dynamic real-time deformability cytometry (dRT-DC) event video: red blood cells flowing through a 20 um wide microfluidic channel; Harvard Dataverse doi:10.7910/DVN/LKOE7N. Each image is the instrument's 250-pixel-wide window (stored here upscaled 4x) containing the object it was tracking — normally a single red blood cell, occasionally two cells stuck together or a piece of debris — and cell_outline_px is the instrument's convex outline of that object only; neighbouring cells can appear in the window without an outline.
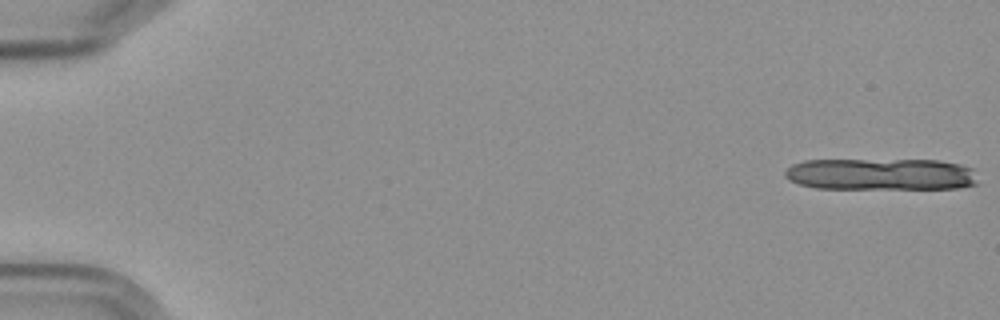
{"species": "Egyptian fruit bat (a non-hibernating species)", "species_latin": "Rousettus aegyptiacus", "temperature_condition": "cold", "stored_images_in_passage": 6, "camera_frame_rate_fps": 3000, "um_per_image_px": 0.085, "frame": {"image": 1, "passage_image": 1, "time_ms": 0.0, "image_size_px": [1000, 320], "cell_outline_px": [[976, 184], [956, 188], [816, 188], [800, 184], [788, 180], [784, 176], [784, 172], [792, 164], [804, 160], [940, 160], [960, 164], [972, 168]], "centroid_in_image_um": [74.83, 14.8], "position_along_channel_um": 10.2, "area_um2": 35.6}}
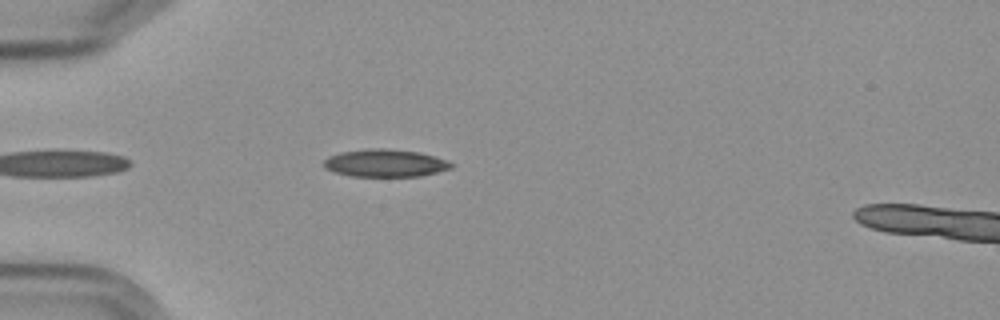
{"frame": {"image": 2, "passage_image": 5, "time_ms": 5.667, "image_size_px": [1000, 320], "cell_outline_px": [[456, 164], [452, 168], [420, 176], [352, 176], [336, 172], [324, 168], [324, 160], [328, 156], [340, 152], [372, 148], [384, 148], [420, 152], [448, 160]], "centroid_in_image_um": [32.77, 13.85], "position_along_channel_um": 52.2, "area_um2": 20.52}}